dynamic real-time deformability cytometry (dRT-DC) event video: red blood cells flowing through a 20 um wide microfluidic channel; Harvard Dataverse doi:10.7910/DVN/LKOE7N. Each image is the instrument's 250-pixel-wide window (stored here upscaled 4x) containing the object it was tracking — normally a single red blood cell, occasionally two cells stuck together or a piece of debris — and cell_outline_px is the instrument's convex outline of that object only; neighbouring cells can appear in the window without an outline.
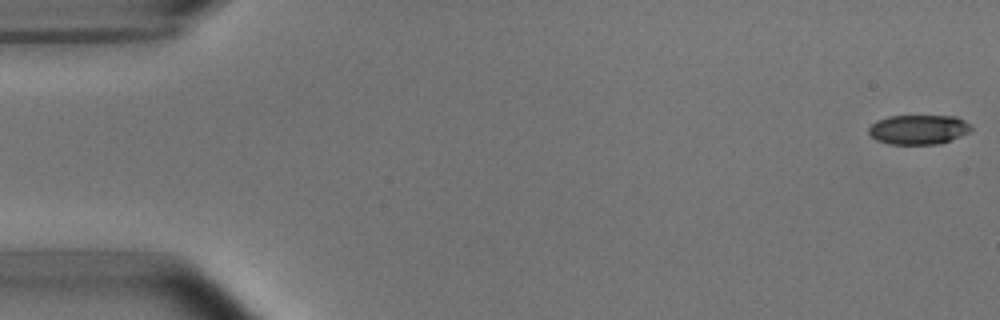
{"species": "common noctule bat (a hibernating species)", "species_latin": "Nyctalus noctula", "temperature_condition": "room temperature", "stored_images_in_passage": 53, "camera_frame_rate_fps": 3000, "um_per_image_px": 0.085, "animal": {"sex": "male", "body_mass_g": 15.6}, "frame": {"image": 1, "passage_image": 1, "time_ms": 0.0, "image_size_px": [1000, 320], "cell_outline_px": [[972, 128], [968, 132], [960, 136], [940, 144], [888, 144], [876, 140], [868, 132], [868, 128], [876, 120], [888, 116], [956, 116], [964, 120]], "centroid_in_image_um": [78.04, 11.01], "position_along_channel_um": 7.0, "area_um2": 17.63}}
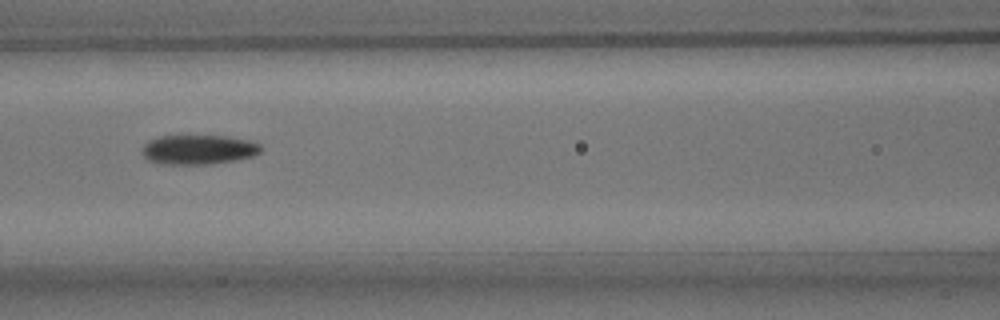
{"frame": {"image": 2, "passage_image": 23, "time_ms": 7.333, "image_size_px": [1000, 320], "cell_outline_px": [[260, 152], [252, 156], [212, 164], [160, 164], [148, 160], [144, 156], [144, 144], [148, 140], [160, 136], [228, 136], [248, 140], [260, 144]], "centroid_in_image_um": [16.85, 12.71], "position_along_channel_um": 149.7, "area_um2": 20.23}}
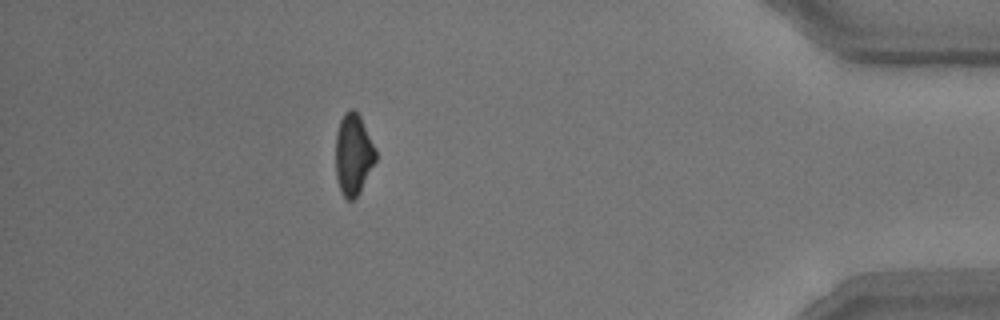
{"frame": {"image": 3, "passage_image": 47, "time_ms": 15.333, "image_size_px": [1000, 320], "cell_outline_px": [[376, 160], [356, 196], [352, 200], [348, 200], [340, 192], [336, 176], [336, 132], [340, 120], [344, 112], [348, 108], [352, 108], [360, 116], [376, 148]], "centroid_in_image_um": [30.02, 13.08], "position_along_channel_um": 405.2, "area_um2": 18.84}, "authors_computed_cell_mechanics": {"area_um2": 19.652, "velocity_mm_per_s": 3.7953, "shape_relaxation_time_tau1_ms": 2.9817, "shape_relaxation_time_tau2_ms": 2.9923, "deformation_change_tau1": 0.1444, "deformation_change_tau2": 0.0917}}